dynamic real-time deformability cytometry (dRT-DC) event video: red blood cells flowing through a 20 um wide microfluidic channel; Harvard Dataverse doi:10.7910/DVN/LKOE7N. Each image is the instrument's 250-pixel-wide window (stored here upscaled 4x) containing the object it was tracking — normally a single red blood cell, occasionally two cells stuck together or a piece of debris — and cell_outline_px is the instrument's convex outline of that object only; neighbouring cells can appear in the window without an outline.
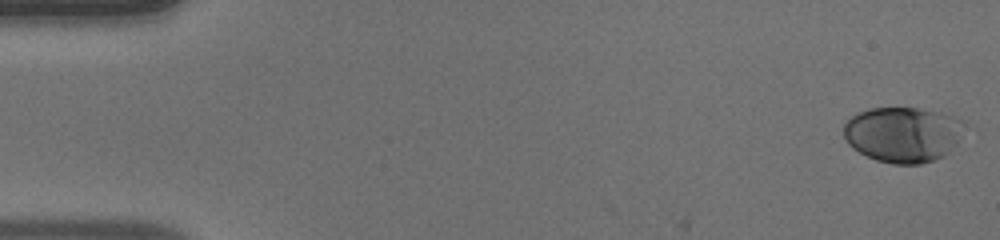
{"species": "human", "species_latin": "Homo sapiens", "temperature_condition": "warm", "stored_images_in_passage": 50, "camera_frame_rate_fps": 3000, "um_per_image_px": 0.085, "donor": {"sex": "male"}, "frame": {"image": 1, "passage_image": 1, "time_ms": 0.0, "image_size_px": [1000, 240], "cell_outline_px": [[968, 128], [960, 140], [944, 156], [936, 160], [920, 164], [892, 164], [876, 160], [852, 148], [848, 144], [844, 136], [844, 124], [852, 116], [868, 108], [916, 108], [956, 116], [968, 120]], "centroid_in_image_um": [76.84, 11.43], "position_along_channel_um": 8.2, "area_um2": 39.65}}
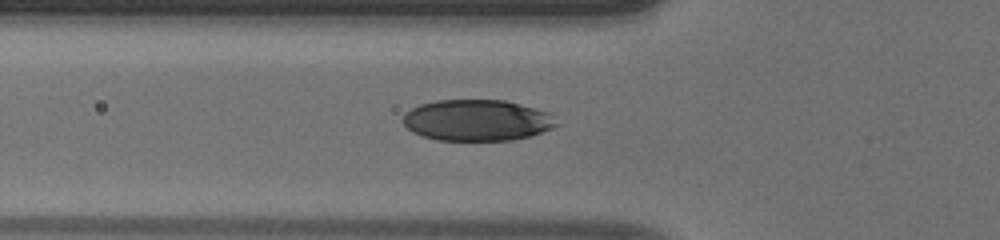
{"frame": {"image": 2, "passage_image": 18, "time_ms": 5.667, "image_size_px": [1000, 240], "cell_outline_px": [[560, 124], [552, 128], [528, 136], [512, 140], [436, 140], [412, 132], [404, 124], [404, 112], [420, 104], [436, 100], [504, 100], [552, 112]], "centroid_in_image_um": [40.58, 10.21], "position_along_channel_um": 85.2, "area_um2": 36.99}}
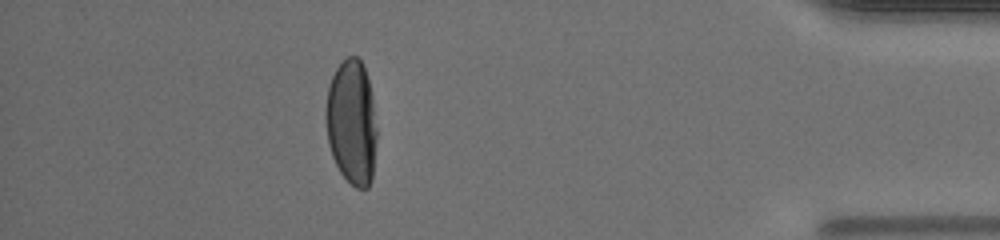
{"frame": {"image": 3, "passage_image": 45, "time_ms": 14.667, "image_size_px": [1000, 240], "cell_outline_px": [[376, 140], [372, 180], [368, 188], [356, 188], [340, 172], [332, 156], [328, 144], [324, 116], [324, 112], [328, 88], [332, 76], [336, 68], [348, 56], [356, 56], [360, 60], [364, 68], [368, 80], [372, 96], [376, 128]], "centroid_in_image_um": [29.87, 10.41], "position_along_channel_um": 405.3, "area_um2": 37.22}, "authors_computed_cell_mechanics": {"area_um2": 38.3503, "velocity_mm_per_s": 4.0683, "shape_relaxation_time_tau1_ms": 3.3891, "shape_relaxation_time_tau2_ms": null, "deformation_change_tau1": 0.1859, "deformation_change_tau2": null}}